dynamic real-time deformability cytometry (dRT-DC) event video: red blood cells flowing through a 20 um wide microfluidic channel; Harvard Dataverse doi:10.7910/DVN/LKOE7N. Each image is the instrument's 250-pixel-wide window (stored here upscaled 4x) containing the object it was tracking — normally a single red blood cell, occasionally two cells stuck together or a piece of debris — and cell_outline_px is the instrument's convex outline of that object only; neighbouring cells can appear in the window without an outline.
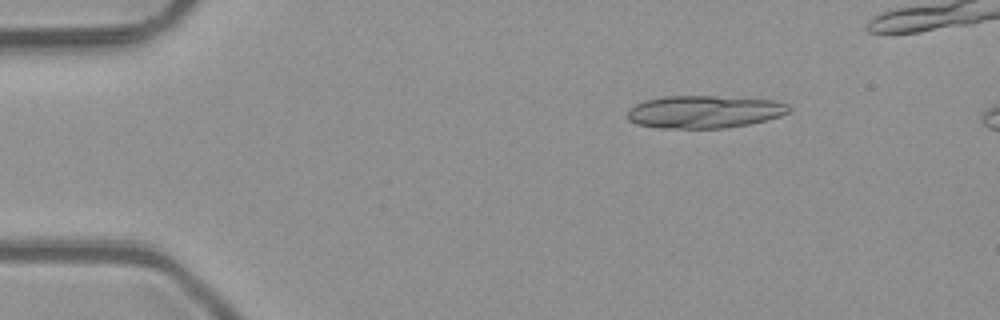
{"species": "common noctule bat (a hibernating species)", "species_latin": "Nyctalus noctula", "temperature_condition": "room temperature", "stored_images_in_passage": 18, "camera_frame_rate_fps": 3000, "um_per_image_px": 0.085, "animal": {"sex": "male", "body_mass_g": 23.1, "forearm_length_mm": 52.7}, "frame": {"image": 1, "passage_image": 8, "time_ms": 2.333, "image_size_px": [1000, 320], "cell_outline_px": [[792, 112], [780, 116], [748, 124], [724, 128], [660, 128], [636, 124], [628, 120], [628, 108], [644, 100], [664, 96], [712, 96], [772, 100], [788, 104], [792, 108]], "centroid_in_image_um": [59.85, 9.5], "position_along_channel_um": 25.1, "area_um2": 30.75}}